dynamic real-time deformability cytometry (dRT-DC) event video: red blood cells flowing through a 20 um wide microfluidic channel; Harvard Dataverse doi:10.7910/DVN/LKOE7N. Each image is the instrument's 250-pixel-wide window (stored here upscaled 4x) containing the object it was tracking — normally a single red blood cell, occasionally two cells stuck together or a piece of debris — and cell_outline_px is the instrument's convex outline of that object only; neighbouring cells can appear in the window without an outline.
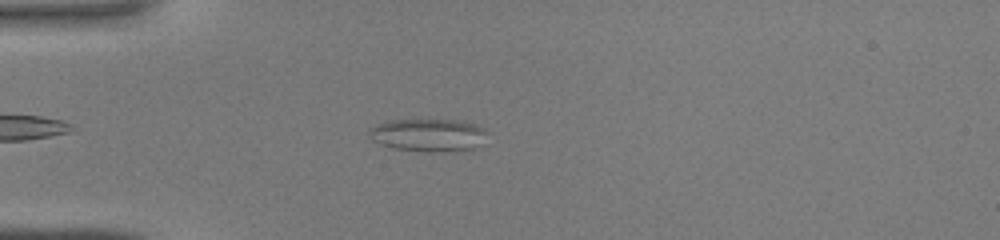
{"species": "common noctule bat (a hibernating species)", "species_latin": "Nyctalus noctula", "temperature_condition": "warm", "stored_images_in_passage": 39, "camera_frame_rate_fps": 3000, "um_per_image_px": 0.085, "animal": {"sex": "male", "body_mass_g": 19.0, "forearm_length_mm": 50.8}, "frame": {"image": 1, "passage_image": 7, "time_ms": 2.0, "image_size_px": [1000, 240], "cell_outline_px": [[488, 132], [472, 148], [444, 152], [440, 152], [392, 148], [380, 144], [372, 140], [368, 136], [368, 132], [376, 124], [388, 120], [460, 120], [476, 124], [484, 128]], "centroid_in_image_um": [36.34, 11.46], "position_along_channel_um": 48.7, "area_um2": 22.25}}
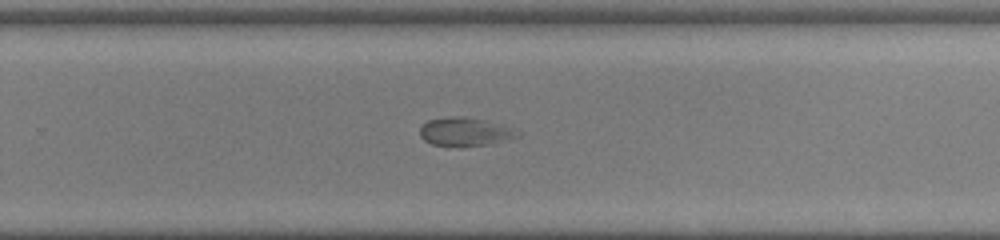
{"frame": {"image": 2, "passage_image": 24, "time_ms": 7.667, "image_size_px": [1000, 240], "cell_outline_px": [[520, 136], [488, 144], [432, 144], [424, 140], [420, 136], [420, 128], [428, 120], [444, 116], [464, 116], [488, 120], [512, 128], [520, 132]], "centroid_in_image_um": [39.53, 11.14], "position_along_channel_um": 290.3, "area_um2": 15.78}}
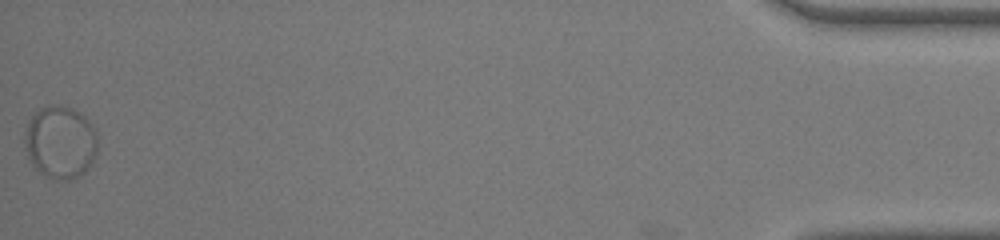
{"frame": {"image": 3, "passage_image": 39, "time_ms": 12.667, "image_size_px": [1000, 240], "cell_outline_px": [[96, 156], [84, 172], [68, 180], [56, 180], [44, 176], [32, 164], [28, 156], [24, 144], [24, 136], [28, 120], [40, 108], [48, 104], [56, 104], [72, 108], [84, 116], [92, 124], [96, 132]], "centroid_in_image_um": [5.11, 12.07], "position_along_channel_um": 430.1, "area_um2": 30.98}}